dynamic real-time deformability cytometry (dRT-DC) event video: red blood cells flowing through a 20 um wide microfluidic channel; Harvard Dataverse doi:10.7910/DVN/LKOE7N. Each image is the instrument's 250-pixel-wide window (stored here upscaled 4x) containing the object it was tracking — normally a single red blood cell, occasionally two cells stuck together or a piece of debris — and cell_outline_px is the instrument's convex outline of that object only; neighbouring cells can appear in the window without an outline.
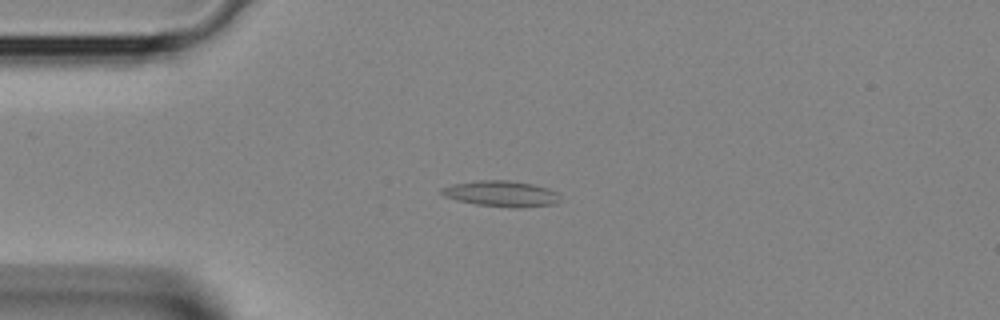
{"species": "Egyptian fruit bat (a non-hibernating species)", "species_latin": "Rousettus aegyptiacus", "temperature_condition": "room temperature", "stored_images_in_passage": 3, "camera_frame_rate_fps": 3000, "um_per_image_px": 0.085, "animal": {"sex": "female"}, "frame": {"image": 1, "passage_image": 3, "time_ms": 0.667, "image_size_px": [1000, 320], "cell_outline_px": [[560, 200], [556, 204], [520, 208], [516, 208], [476, 204], [444, 196], [440, 192], [440, 188], [456, 184], [480, 180], [508, 180], [532, 184], [548, 188], [556, 192]], "centroid_in_image_um": [42.65, 16.47], "position_along_channel_um": 42.4, "area_um2": 17.63}}